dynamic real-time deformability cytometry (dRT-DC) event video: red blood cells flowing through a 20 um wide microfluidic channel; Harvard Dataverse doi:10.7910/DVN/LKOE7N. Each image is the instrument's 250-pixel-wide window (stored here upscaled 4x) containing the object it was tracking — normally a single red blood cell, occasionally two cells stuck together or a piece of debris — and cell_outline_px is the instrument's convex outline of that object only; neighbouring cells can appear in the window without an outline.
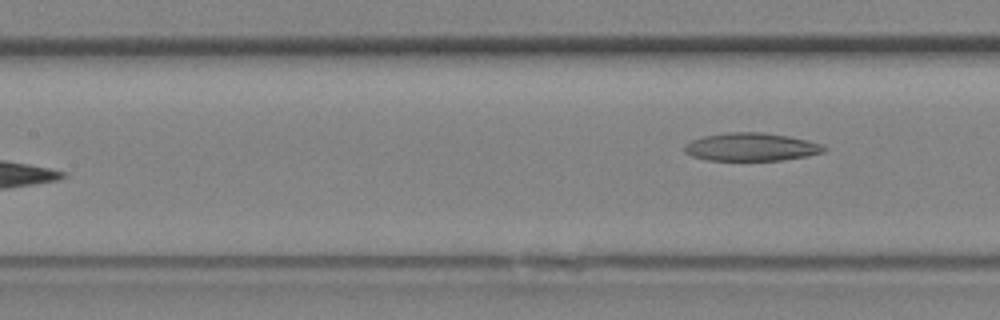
{"species": "Egyptian fruit bat (a non-hibernating species)", "species_latin": "Rousettus aegyptiacus", "temperature_condition": "room temperature", "stored_images_in_passage": 13, "camera_frame_rate_fps": 3000, "um_per_image_px": 0.085, "animal": {"sex": "female"}, "frame": {"image": 1, "passage_image": 13, "time_ms": 4.0, "image_size_px": [1000, 320], "cell_outline_px": [[828, 148], [824, 152], [808, 156], [780, 160], [708, 160], [692, 156], [684, 152], [684, 144], [692, 140], [704, 136], [728, 132], [760, 132], [788, 136], [808, 140], [820, 144]], "centroid_in_image_um": [63.85, 12.49], "position_along_channel_um": 143.5, "area_um2": 22.77}}